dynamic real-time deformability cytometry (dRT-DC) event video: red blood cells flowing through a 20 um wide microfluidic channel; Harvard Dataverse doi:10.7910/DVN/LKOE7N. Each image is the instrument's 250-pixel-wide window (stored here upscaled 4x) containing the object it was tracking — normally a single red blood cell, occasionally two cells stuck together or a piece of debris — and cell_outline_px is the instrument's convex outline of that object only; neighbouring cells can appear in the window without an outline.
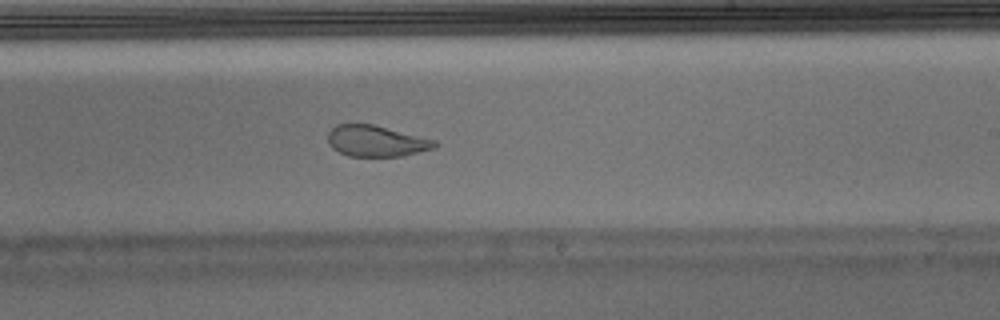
{"species": "Egyptian fruit bat (a non-hibernating species)", "species_latin": "Rousettus aegyptiacus", "temperature_condition": "warm", "stored_images_in_passage": 51, "camera_frame_rate_fps": 3000, "um_per_image_px": 0.085, "animal": {"sex": "male"}, "frame": {"image": 1, "passage_image": 30, "time_ms": 9.667, "image_size_px": [1000, 320], "cell_outline_px": [[440, 144], [436, 148], [400, 156], [348, 156], [332, 148], [328, 144], [328, 132], [336, 124], [372, 124], [436, 140]], "centroid_in_image_um": [31.98, 11.99], "position_along_channel_um": 257.0, "area_um2": 19.36}, "authors_computed_cell_mechanics": {"area_um2": 22.3686, "velocity_mm_per_s": 3.9259, "shape_relaxation_time_tau1_ms": null, "shape_relaxation_time_tau2_ms": 1.2793, "deformation_change_tau1": null, "deformation_change_tau2": 0.0792}}